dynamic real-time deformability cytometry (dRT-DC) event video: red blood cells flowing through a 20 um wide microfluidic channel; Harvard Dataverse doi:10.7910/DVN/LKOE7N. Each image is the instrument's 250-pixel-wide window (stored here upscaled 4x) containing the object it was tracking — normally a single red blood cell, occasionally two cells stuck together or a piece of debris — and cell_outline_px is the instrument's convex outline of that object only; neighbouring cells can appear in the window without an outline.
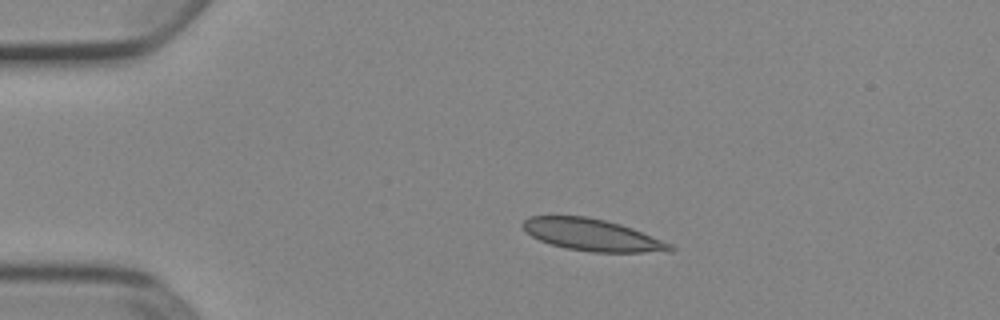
{"species": "Egyptian fruit bat (a non-hibernating species)", "species_latin": "Rousettus aegyptiacus", "temperature_condition": "cold", "stored_images_in_passage": 42, "camera_frame_rate_fps": 3000, "um_per_image_px": 0.085, "animal": {"sex": "female"}, "frame": {"image": 1, "passage_image": 1, "time_ms": 0.0, "image_size_px": [1000, 320], "cell_outline_px": [[676, 248], [672, 252], [592, 252], [568, 248], [552, 244], [540, 240], [524, 232], [520, 224], [528, 216], [588, 216], [620, 224], [632, 228], [672, 244]], "centroid_in_image_um": [50.34, 19.96], "position_along_channel_um": 34.7, "area_um2": 27.4}}
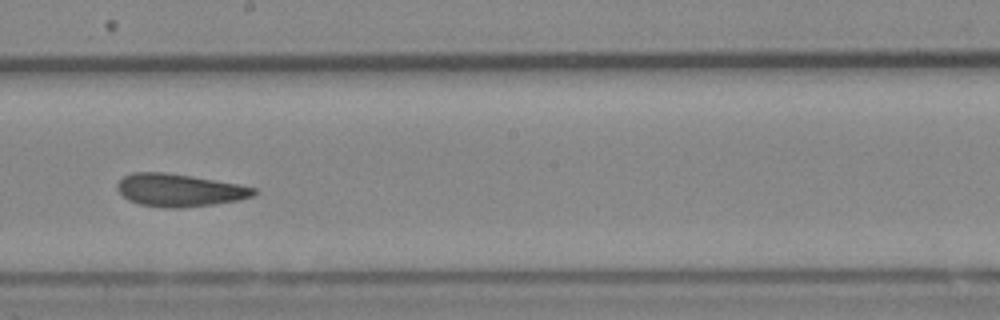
{"frame": {"image": 2, "passage_image": 20, "time_ms": 6.333, "image_size_px": [1000, 320], "cell_outline_px": [[256, 192], [252, 196], [240, 200], [212, 204], [180, 208], [164, 208], [140, 204], [128, 200], [116, 188], [116, 184], [124, 176], [132, 172], [164, 172], [192, 176], [240, 184], [256, 188]], "centroid_in_image_um": [15.24, 16.16], "position_along_channel_um": 233.0, "area_um2": 26.01}}
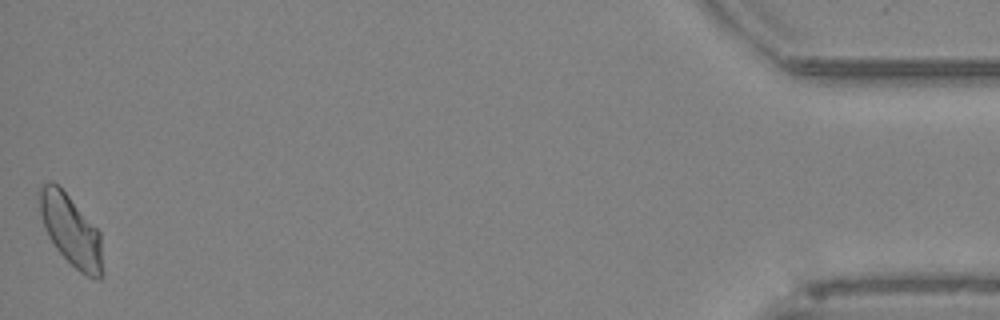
{"frame": {"image": 3, "passage_image": 42, "time_ms": 13.667, "image_size_px": [1000, 320], "cell_outline_px": [[104, 276], [100, 280], [92, 280], [80, 272], [56, 248], [48, 236], [44, 228], [40, 212], [36, 192], [44, 184], [56, 184], [68, 196], [100, 232]], "centroid_in_image_um": [6.04, 19.66], "position_along_channel_um": 429.2, "area_um2": 26.01}, "authors_computed_cell_mechanics": {"area_um2": 25.9522, "velocity_mm_per_s": 3.8728, "shape_relaxation_time_tau1_ms": 7.0162, "shape_relaxation_time_tau2_ms": 2.5128, "deformation_change_tau1": 0.1438, "deformation_change_tau2": 0.0733}}